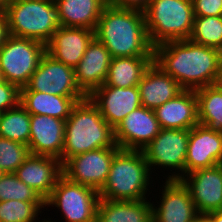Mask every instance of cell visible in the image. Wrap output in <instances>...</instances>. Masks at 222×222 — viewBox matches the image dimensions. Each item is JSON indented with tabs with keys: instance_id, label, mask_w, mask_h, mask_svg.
I'll return each instance as SVG.
<instances>
[{
	"instance_id": "obj_5",
	"label": "cell",
	"mask_w": 222,
	"mask_h": 222,
	"mask_svg": "<svg viewBox=\"0 0 222 222\" xmlns=\"http://www.w3.org/2000/svg\"><path fill=\"white\" fill-rule=\"evenodd\" d=\"M9 35L43 43L62 26L54 0L9 1L5 9Z\"/></svg>"
},
{
	"instance_id": "obj_38",
	"label": "cell",
	"mask_w": 222,
	"mask_h": 222,
	"mask_svg": "<svg viewBox=\"0 0 222 222\" xmlns=\"http://www.w3.org/2000/svg\"><path fill=\"white\" fill-rule=\"evenodd\" d=\"M213 86L222 91V62L220 64L219 70L217 71Z\"/></svg>"
},
{
	"instance_id": "obj_12",
	"label": "cell",
	"mask_w": 222,
	"mask_h": 222,
	"mask_svg": "<svg viewBox=\"0 0 222 222\" xmlns=\"http://www.w3.org/2000/svg\"><path fill=\"white\" fill-rule=\"evenodd\" d=\"M158 206L151 203L153 222H197L198 214L188 188L179 179H166Z\"/></svg>"
},
{
	"instance_id": "obj_20",
	"label": "cell",
	"mask_w": 222,
	"mask_h": 222,
	"mask_svg": "<svg viewBox=\"0 0 222 222\" xmlns=\"http://www.w3.org/2000/svg\"><path fill=\"white\" fill-rule=\"evenodd\" d=\"M94 37L95 31L91 29L61 26L46 45V53L54 60L75 68Z\"/></svg>"
},
{
	"instance_id": "obj_19",
	"label": "cell",
	"mask_w": 222,
	"mask_h": 222,
	"mask_svg": "<svg viewBox=\"0 0 222 222\" xmlns=\"http://www.w3.org/2000/svg\"><path fill=\"white\" fill-rule=\"evenodd\" d=\"M111 59L109 50L94 37L74 68L77 85L87 97L105 83Z\"/></svg>"
},
{
	"instance_id": "obj_29",
	"label": "cell",
	"mask_w": 222,
	"mask_h": 222,
	"mask_svg": "<svg viewBox=\"0 0 222 222\" xmlns=\"http://www.w3.org/2000/svg\"><path fill=\"white\" fill-rule=\"evenodd\" d=\"M189 40L222 52V16H195Z\"/></svg>"
},
{
	"instance_id": "obj_41",
	"label": "cell",
	"mask_w": 222,
	"mask_h": 222,
	"mask_svg": "<svg viewBox=\"0 0 222 222\" xmlns=\"http://www.w3.org/2000/svg\"><path fill=\"white\" fill-rule=\"evenodd\" d=\"M9 1H36V0H9Z\"/></svg>"
},
{
	"instance_id": "obj_36",
	"label": "cell",
	"mask_w": 222,
	"mask_h": 222,
	"mask_svg": "<svg viewBox=\"0 0 222 222\" xmlns=\"http://www.w3.org/2000/svg\"><path fill=\"white\" fill-rule=\"evenodd\" d=\"M9 36L7 17L5 11H0V48Z\"/></svg>"
},
{
	"instance_id": "obj_8",
	"label": "cell",
	"mask_w": 222,
	"mask_h": 222,
	"mask_svg": "<svg viewBox=\"0 0 222 222\" xmlns=\"http://www.w3.org/2000/svg\"><path fill=\"white\" fill-rule=\"evenodd\" d=\"M100 200L95 189L73 182L63 174L57 180L45 206H56L66 222H96Z\"/></svg>"
},
{
	"instance_id": "obj_24",
	"label": "cell",
	"mask_w": 222,
	"mask_h": 222,
	"mask_svg": "<svg viewBox=\"0 0 222 222\" xmlns=\"http://www.w3.org/2000/svg\"><path fill=\"white\" fill-rule=\"evenodd\" d=\"M64 27L95 31L107 0H54Z\"/></svg>"
},
{
	"instance_id": "obj_7",
	"label": "cell",
	"mask_w": 222,
	"mask_h": 222,
	"mask_svg": "<svg viewBox=\"0 0 222 222\" xmlns=\"http://www.w3.org/2000/svg\"><path fill=\"white\" fill-rule=\"evenodd\" d=\"M45 53L43 43L9 35L0 48V71L4 80L19 89L25 87Z\"/></svg>"
},
{
	"instance_id": "obj_35",
	"label": "cell",
	"mask_w": 222,
	"mask_h": 222,
	"mask_svg": "<svg viewBox=\"0 0 222 222\" xmlns=\"http://www.w3.org/2000/svg\"><path fill=\"white\" fill-rule=\"evenodd\" d=\"M152 0H107V4L126 9L144 11Z\"/></svg>"
},
{
	"instance_id": "obj_22",
	"label": "cell",
	"mask_w": 222,
	"mask_h": 222,
	"mask_svg": "<svg viewBox=\"0 0 222 222\" xmlns=\"http://www.w3.org/2000/svg\"><path fill=\"white\" fill-rule=\"evenodd\" d=\"M138 88L142 106L152 110L175 98L184 90L173 77L164 73L154 62L145 71Z\"/></svg>"
},
{
	"instance_id": "obj_32",
	"label": "cell",
	"mask_w": 222,
	"mask_h": 222,
	"mask_svg": "<svg viewBox=\"0 0 222 222\" xmlns=\"http://www.w3.org/2000/svg\"><path fill=\"white\" fill-rule=\"evenodd\" d=\"M30 155L27 145L0 137V170L15 173Z\"/></svg>"
},
{
	"instance_id": "obj_18",
	"label": "cell",
	"mask_w": 222,
	"mask_h": 222,
	"mask_svg": "<svg viewBox=\"0 0 222 222\" xmlns=\"http://www.w3.org/2000/svg\"><path fill=\"white\" fill-rule=\"evenodd\" d=\"M15 174L45 201L63 174L62 163L57 158L30 154Z\"/></svg>"
},
{
	"instance_id": "obj_43",
	"label": "cell",
	"mask_w": 222,
	"mask_h": 222,
	"mask_svg": "<svg viewBox=\"0 0 222 222\" xmlns=\"http://www.w3.org/2000/svg\"><path fill=\"white\" fill-rule=\"evenodd\" d=\"M39 222H40V221H39ZM42 222H53V221H49V220H47V219H46V220H45V219H44V220L42 219ZM54 222H56V221H54Z\"/></svg>"
},
{
	"instance_id": "obj_30",
	"label": "cell",
	"mask_w": 222,
	"mask_h": 222,
	"mask_svg": "<svg viewBox=\"0 0 222 222\" xmlns=\"http://www.w3.org/2000/svg\"><path fill=\"white\" fill-rule=\"evenodd\" d=\"M44 207L45 202L0 201V222H36Z\"/></svg>"
},
{
	"instance_id": "obj_4",
	"label": "cell",
	"mask_w": 222,
	"mask_h": 222,
	"mask_svg": "<svg viewBox=\"0 0 222 222\" xmlns=\"http://www.w3.org/2000/svg\"><path fill=\"white\" fill-rule=\"evenodd\" d=\"M142 150L120 149L111 162L107 180L99 196L106 200H145L151 177Z\"/></svg>"
},
{
	"instance_id": "obj_42",
	"label": "cell",
	"mask_w": 222,
	"mask_h": 222,
	"mask_svg": "<svg viewBox=\"0 0 222 222\" xmlns=\"http://www.w3.org/2000/svg\"><path fill=\"white\" fill-rule=\"evenodd\" d=\"M197 222H206L202 217Z\"/></svg>"
},
{
	"instance_id": "obj_33",
	"label": "cell",
	"mask_w": 222,
	"mask_h": 222,
	"mask_svg": "<svg viewBox=\"0 0 222 222\" xmlns=\"http://www.w3.org/2000/svg\"><path fill=\"white\" fill-rule=\"evenodd\" d=\"M20 103V89L4 80L0 83V113L16 107Z\"/></svg>"
},
{
	"instance_id": "obj_34",
	"label": "cell",
	"mask_w": 222,
	"mask_h": 222,
	"mask_svg": "<svg viewBox=\"0 0 222 222\" xmlns=\"http://www.w3.org/2000/svg\"><path fill=\"white\" fill-rule=\"evenodd\" d=\"M194 16H222V0H192Z\"/></svg>"
},
{
	"instance_id": "obj_28",
	"label": "cell",
	"mask_w": 222,
	"mask_h": 222,
	"mask_svg": "<svg viewBox=\"0 0 222 222\" xmlns=\"http://www.w3.org/2000/svg\"><path fill=\"white\" fill-rule=\"evenodd\" d=\"M31 115L19 103L16 107L0 113V137L28 146Z\"/></svg>"
},
{
	"instance_id": "obj_40",
	"label": "cell",
	"mask_w": 222,
	"mask_h": 222,
	"mask_svg": "<svg viewBox=\"0 0 222 222\" xmlns=\"http://www.w3.org/2000/svg\"><path fill=\"white\" fill-rule=\"evenodd\" d=\"M3 81H4V78H3L2 72L0 71V83H2Z\"/></svg>"
},
{
	"instance_id": "obj_2",
	"label": "cell",
	"mask_w": 222,
	"mask_h": 222,
	"mask_svg": "<svg viewBox=\"0 0 222 222\" xmlns=\"http://www.w3.org/2000/svg\"><path fill=\"white\" fill-rule=\"evenodd\" d=\"M95 37L111 57L153 56L144 12L106 5L95 29Z\"/></svg>"
},
{
	"instance_id": "obj_14",
	"label": "cell",
	"mask_w": 222,
	"mask_h": 222,
	"mask_svg": "<svg viewBox=\"0 0 222 222\" xmlns=\"http://www.w3.org/2000/svg\"><path fill=\"white\" fill-rule=\"evenodd\" d=\"M154 110L140 106L114 129L116 145L125 150H143L160 132Z\"/></svg>"
},
{
	"instance_id": "obj_31",
	"label": "cell",
	"mask_w": 222,
	"mask_h": 222,
	"mask_svg": "<svg viewBox=\"0 0 222 222\" xmlns=\"http://www.w3.org/2000/svg\"><path fill=\"white\" fill-rule=\"evenodd\" d=\"M9 200L45 202L31 187L19 180L15 173H3L0 177V201Z\"/></svg>"
},
{
	"instance_id": "obj_6",
	"label": "cell",
	"mask_w": 222,
	"mask_h": 222,
	"mask_svg": "<svg viewBox=\"0 0 222 222\" xmlns=\"http://www.w3.org/2000/svg\"><path fill=\"white\" fill-rule=\"evenodd\" d=\"M143 12L153 47L189 39L195 18L192 0H152Z\"/></svg>"
},
{
	"instance_id": "obj_23",
	"label": "cell",
	"mask_w": 222,
	"mask_h": 222,
	"mask_svg": "<svg viewBox=\"0 0 222 222\" xmlns=\"http://www.w3.org/2000/svg\"><path fill=\"white\" fill-rule=\"evenodd\" d=\"M86 98H71L44 92L20 90V104L30 115H46L66 121L73 107Z\"/></svg>"
},
{
	"instance_id": "obj_26",
	"label": "cell",
	"mask_w": 222,
	"mask_h": 222,
	"mask_svg": "<svg viewBox=\"0 0 222 222\" xmlns=\"http://www.w3.org/2000/svg\"><path fill=\"white\" fill-rule=\"evenodd\" d=\"M153 56L115 57L111 59L108 76L102 86L126 88L138 86Z\"/></svg>"
},
{
	"instance_id": "obj_17",
	"label": "cell",
	"mask_w": 222,
	"mask_h": 222,
	"mask_svg": "<svg viewBox=\"0 0 222 222\" xmlns=\"http://www.w3.org/2000/svg\"><path fill=\"white\" fill-rule=\"evenodd\" d=\"M65 121L46 115H31L28 148L30 154L57 158L62 163Z\"/></svg>"
},
{
	"instance_id": "obj_11",
	"label": "cell",
	"mask_w": 222,
	"mask_h": 222,
	"mask_svg": "<svg viewBox=\"0 0 222 222\" xmlns=\"http://www.w3.org/2000/svg\"><path fill=\"white\" fill-rule=\"evenodd\" d=\"M120 147L101 148L69 158L63 165V175L69 180L100 191L105 184L111 162Z\"/></svg>"
},
{
	"instance_id": "obj_16",
	"label": "cell",
	"mask_w": 222,
	"mask_h": 222,
	"mask_svg": "<svg viewBox=\"0 0 222 222\" xmlns=\"http://www.w3.org/2000/svg\"><path fill=\"white\" fill-rule=\"evenodd\" d=\"M89 98L99 108L100 114L113 129L129 113L142 106L138 86L126 88L100 86Z\"/></svg>"
},
{
	"instance_id": "obj_27",
	"label": "cell",
	"mask_w": 222,
	"mask_h": 222,
	"mask_svg": "<svg viewBox=\"0 0 222 222\" xmlns=\"http://www.w3.org/2000/svg\"><path fill=\"white\" fill-rule=\"evenodd\" d=\"M199 124L222 131V91L213 85L195 90Z\"/></svg>"
},
{
	"instance_id": "obj_21",
	"label": "cell",
	"mask_w": 222,
	"mask_h": 222,
	"mask_svg": "<svg viewBox=\"0 0 222 222\" xmlns=\"http://www.w3.org/2000/svg\"><path fill=\"white\" fill-rule=\"evenodd\" d=\"M162 129H188L199 124L195 90H183L175 98L154 109Z\"/></svg>"
},
{
	"instance_id": "obj_10",
	"label": "cell",
	"mask_w": 222,
	"mask_h": 222,
	"mask_svg": "<svg viewBox=\"0 0 222 222\" xmlns=\"http://www.w3.org/2000/svg\"><path fill=\"white\" fill-rule=\"evenodd\" d=\"M20 90L44 92L71 98H87L77 85L74 68L54 60L47 53L30 76L27 85Z\"/></svg>"
},
{
	"instance_id": "obj_15",
	"label": "cell",
	"mask_w": 222,
	"mask_h": 222,
	"mask_svg": "<svg viewBox=\"0 0 222 222\" xmlns=\"http://www.w3.org/2000/svg\"><path fill=\"white\" fill-rule=\"evenodd\" d=\"M222 164V131L196 125L190 129L185 175Z\"/></svg>"
},
{
	"instance_id": "obj_13",
	"label": "cell",
	"mask_w": 222,
	"mask_h": 222,
	"mask_svg": "<svg viewBox=\"0 0 222 222\" xmlns=\"http://www.w3.org/2000/svg\"><path fill=\"white\" fill-rule=\"evenodd\" d=\"M180 180L188 188L201 217L222 210V164L195 170Z\"/></svg>"
},
{
	"instance_id": "obj_3",
	"label": "cell",
	"mask_w": 222,
	"mask_h": 222,
	"mask_svg": "<svg viewBox=\"0 0 222 222\" xmlns=\"http://www.w3.org/2000/svg\"><path fill=\"white\" fill-rule=\"evenodd\" d=\"M116 145L114 129L89 97L78 102L65 121L62 165L71 157Z\"/></svg>"
},
{
	"instance_id": "obj_39",
	"label": "cell",
	"mask_w": 222,
	"mask_h": 222,
	"mask_svg": "<svg viewBox=\"0 0 222 222\" xmlns=\"http://www.w3.org/2000/svg\"><path fill=\"white\" fill-rule=\"evenodd\" d=\"M9 0H0V11H5Z\"/></svg>"
},
{
	"instance_id": "obj_25",
	"label": "cell",
	"mask_w": 222,
	"mask_h": 222,
	"mask_svg": "<svg viewBox=\"0 0 222 222\" xmlns=\"http://www.w3.org/2000/svg\"><path fill=\"white\" fill-rule=\"evenodd\" d=\"M96 222H153L151 202L100 198Z\"/></svg>"
},
{
	"instance_id": "obj_9",
	"label": "cell",
	"mask_w": 222,
	"mask_h": 222,
	"mask_svg": "<svg viewBox=\"0 0 222 222\" xmlns=\"http://www.w3.org/2000/svg\"><path fill=\"white\" fill-rule=\"evenodd\" d=\"M189 135L190 130L188 129L161 128L159 134L142 150L150 172H153L151 171L155 168L153 166H161L165 169L168 167L170 171L175 168V171L170 173L172 175L166 179L180 180L185 177V159Z\"/></svg>"
},
{
	"instance_id": "obj_1",
	"label": "cell",
	"mask_w": 222,
	"mask_h": 222,
	"mask_svg": "<svg viewBox=\"0 0 222 222\" xmlns=\"http://www.w3.org/2000/svg\"><path fill=\"white\" fill-rule=\"evenodd\" d=\"M153 62L184 90H196L213 85L222 52L189 39L168 41L153 47Z\"/></svg>"
},
{
	"instance_id": "obj_37",
	"label": "cell",
	"mask_w": 222,
	"mask_h": 222,
	"mask_svg": "<svg viewBox=\"0 0 222 222\" xmlns=\"http://www.w3.org/2000/svg\"><path fill=\"white\" fill-rule=\"evenodd\" d=\"M206 222H222V210L210 212L202 216Z\"/></svg>"
}]
</instances>
